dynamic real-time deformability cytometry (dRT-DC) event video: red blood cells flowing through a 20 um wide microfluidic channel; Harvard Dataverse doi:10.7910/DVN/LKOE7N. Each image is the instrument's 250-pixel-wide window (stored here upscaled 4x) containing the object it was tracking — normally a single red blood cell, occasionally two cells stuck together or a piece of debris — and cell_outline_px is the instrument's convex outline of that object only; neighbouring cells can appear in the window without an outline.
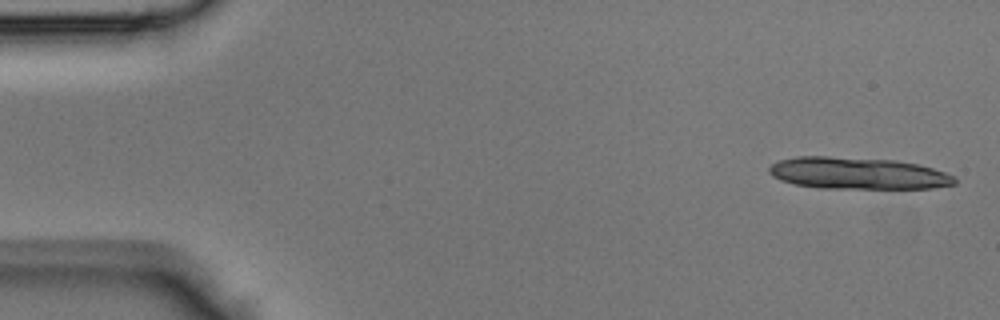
{"species": "Egyptian fruit bat (a non-hibernating species)", "species_latin": "Rousettus aegyptiacus", "temperature_condition": "room temperature", "stored_images_in_passage": 10, "camera_frame_rate_fps": 3000, "um_per_image_px": 0.085, "animal": {"sex": "male"}, "frame": {"image": 1, "passage_image": 1, "time_ms": 0.0, "image_size_px": [1000, 320], "cell_outline_px": [[956, 184], [932, 188], [820, 188], [796, 184], [780, 180], [772, 176], [768, 172], [768, 168], [772, 164], [780, 160], [796, 156], [828, 156], [896, 160], [916, 164], [932, 168], [956, 176]], "centroid_in_image_um": [72.9, 14.72], "position_along_channel_um": 12.1, "area_um2": 34.45}}